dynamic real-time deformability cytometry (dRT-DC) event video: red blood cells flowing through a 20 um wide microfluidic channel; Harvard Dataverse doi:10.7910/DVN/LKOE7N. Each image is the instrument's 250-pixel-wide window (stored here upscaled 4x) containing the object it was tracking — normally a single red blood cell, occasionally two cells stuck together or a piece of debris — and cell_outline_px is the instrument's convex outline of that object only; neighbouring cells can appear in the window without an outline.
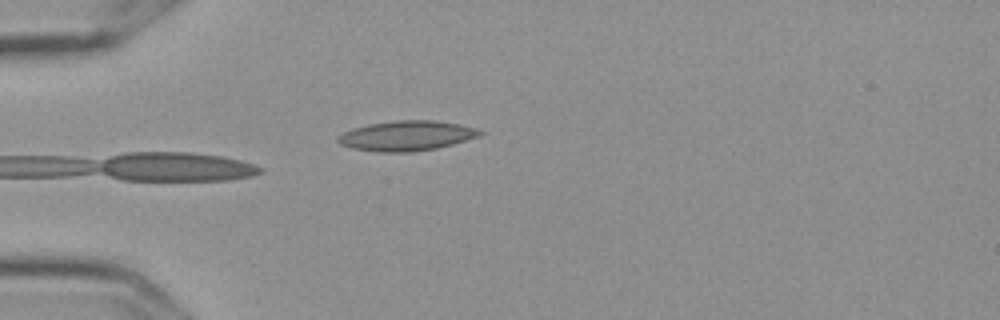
{"species": "Egyptian fruit bat (a non-hibernating species)", "species_latin": "Rousettus aegyptiacus", "temperature_condition": "cold", "stored_images_in_passage": 5, "camera_frame_rate_fps": 3000, "um_per_image_px": 0.085, "frame": {"image": 1, "passage_image": 4, "time_ms": 1.0, "image_size_px": [1000, 320], "cell_outline_px": [[484, 132], [480, 136], [452, 144], [436, 148], [412, 152], [376, 152], [352, 148], [340, 144], [336, 140], [336, 136], [352, 128], [368, 124], [400, 120], [432, 120], [456, 124], [476, 128]], "centroid_in_image_um": [34.52, 11.54], "position_along_channel_um": 50.5, "area_um2": 24.74}}